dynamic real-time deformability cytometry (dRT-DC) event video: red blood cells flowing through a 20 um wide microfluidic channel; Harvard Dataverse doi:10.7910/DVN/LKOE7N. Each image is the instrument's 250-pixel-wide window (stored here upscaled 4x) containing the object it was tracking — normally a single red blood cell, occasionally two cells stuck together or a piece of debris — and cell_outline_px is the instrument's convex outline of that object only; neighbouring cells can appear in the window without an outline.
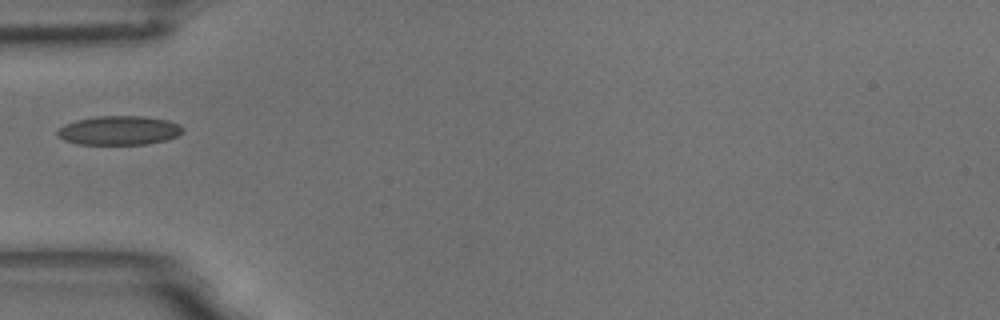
{"species": "common noctule bat (a hibernating species)", "species_latin": "Nyctalus noctula", "temperature_condition": "room temperature", "stored_images_in_passage": 5, "camera_frame_rate_fps": 3000, "um_per_image_px": 0.085, "animal": {"sex": "male", "body_mass_g": 18.8}, "frame": {"image": 1, "passage_image": 1, "time_ms": 0.0, "image_size_px": [1000, 320], "cell_outline_px": [[184, 132], [176, 136], [164, 140], [148, 144], [76, 144], [64, 140], [56, 132], [64, 124], [76, 120], [96, 116], [144, 116], [168, 120], [180, 124], [184, 128]], "centroid_in_image_um": [10.14, 11.08], "position_along_channel_um": 74.9, "area_um2": 21.27}}
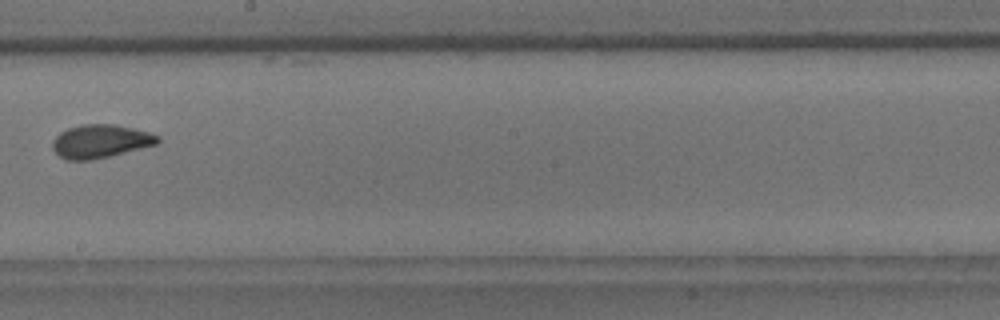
{"frame": {"image": 2, "passage_image": 5, "time_ms": 1.333, "image_size_px": [1000, 320], "cell_outline_px": [[160, 140], [156, 144], [92, 160], [64, 160], [52, 148], [52, 140], [60, 132], [68, 128], [84, 124], [116, 124], [148, 132], [160, 136]], "centroid_in_image_um": [8.5, 12.0], "position_along_channel_um": 239.7, "area_um2": 20.29}}